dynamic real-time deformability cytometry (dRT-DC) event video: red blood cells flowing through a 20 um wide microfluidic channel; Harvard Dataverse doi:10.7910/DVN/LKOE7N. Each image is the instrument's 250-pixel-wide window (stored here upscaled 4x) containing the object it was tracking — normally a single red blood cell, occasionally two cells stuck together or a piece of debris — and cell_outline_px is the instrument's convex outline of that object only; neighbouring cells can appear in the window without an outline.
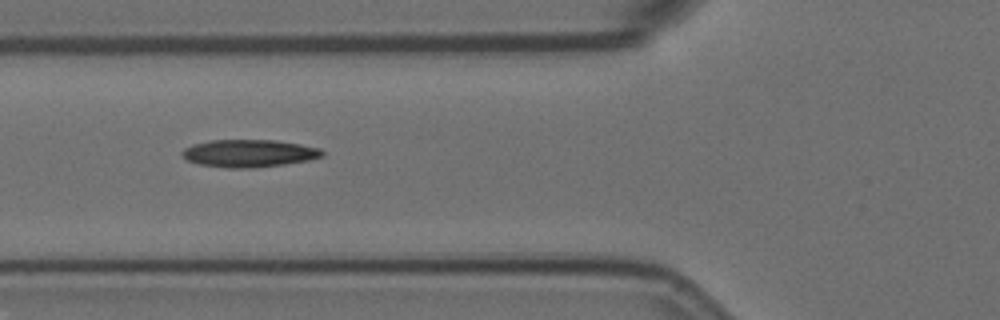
{"species": "Egyptian fruit bat (a non-hibernating species)", "species_latin": "Rousettus aegyptiacus", "temperature_condition": "room temperature", "stored_images_in_passage": 10, "camera_frame_rate_fps": 3000, "um_per_image_px": 0.085, "animal": {"sex": "female"}, "frame": {"image": 1, "passage_image": 6, "time_ms": 1.667, "image_size_px": [1000, 320], "cell_outline_px": [[324, 156], [308, 160], [284, 164], [252, 168], [228, 168], [200, 164], [188, 160], [180, 152], [184, 148], [192, 144], [212, 140], [276, 140], [300, 144], [320, 148], [324, 152]], "centroid_in_image_um": [21.18, 13.02], "position_along_channel_um": 104.6, "area_um2": 22.43}}
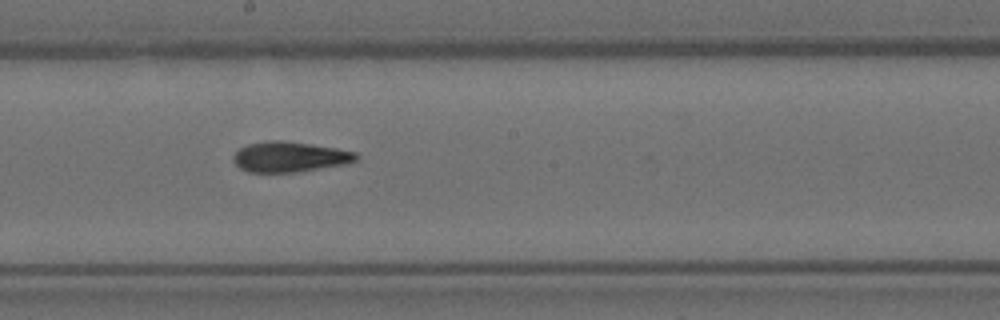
{"frame": {"image": 2, "passage_image": 9, "time_ms": 2.667, "image_size_px": [1000, 320], "cell_outline_px": [[360, 156], [356, 160], [348, 164], [296, 172], [248, 172], [240, 168], [232, 160], [232, 156], [240, 148], [248, 144], [268, 140], [280, 140], [336, 148], [356, 152]], "centroid_in_image_um": [24.63, 13.34], "position_along_channel_um": 223.6, "area_um2": 21.73}}
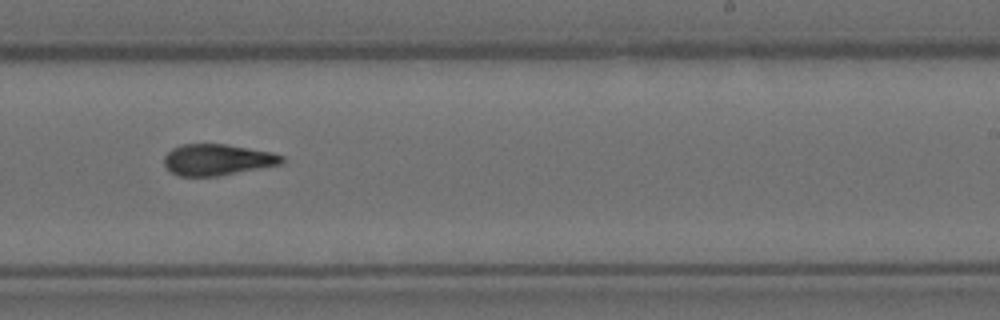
{"frame": {"image": 3, "passage_image": 10, "time_ms": 3.0, "image_size_px": [1000, 320], "cell_outline_px": [[284, 164], [216, 176], [180, 176], [172, 172], [164, 164], [164, 156], [172, 148], [180, 144], [224, 144], [272, 152], [284, 156]], "centroid_in_image_um": [18.49, 13.57], "position_along_channel_um": 270.5, "area_um2": 21.39}}